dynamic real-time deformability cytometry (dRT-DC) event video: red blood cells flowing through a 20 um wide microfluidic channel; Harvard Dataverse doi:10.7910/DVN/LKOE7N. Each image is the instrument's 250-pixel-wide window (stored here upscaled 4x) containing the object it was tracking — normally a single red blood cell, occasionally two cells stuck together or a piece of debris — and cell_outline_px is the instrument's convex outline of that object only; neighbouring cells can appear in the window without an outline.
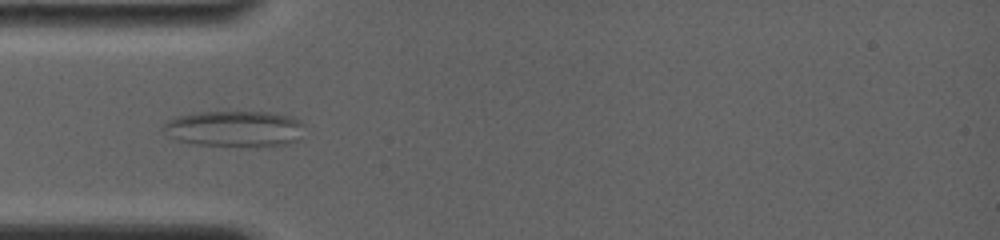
{"species": "common noctule bat (a hibernating species)", "species_latin": "Nyctalus noctula", "temperature_condition": "room temperature", "stored_images_in_passage": 27, "camera_frame_rate_fps": 4000, "um_per_image_px": 0.085, "animal": {"sex": "female", "body_mass_g": 19.0, "forearm_length_mm": 56.7}, "frame": {"image": 1, "passage_image": 6, "time_ms": 2.75, "image_size_px": [1000, 240], "cell_outline_px": [[304, 124], [300, 140], [284, 144], [196, 144], [180, 140], [172, 136], [164, 128], [164, 124], [168, 120], [176, 116], [192, 112], [268, 112], [292, 116], [300, 120]], "centroid_in_image_um": [19.99, 10.89], "position_along_channel_um": 65.0, "area_um2": 28.67}}
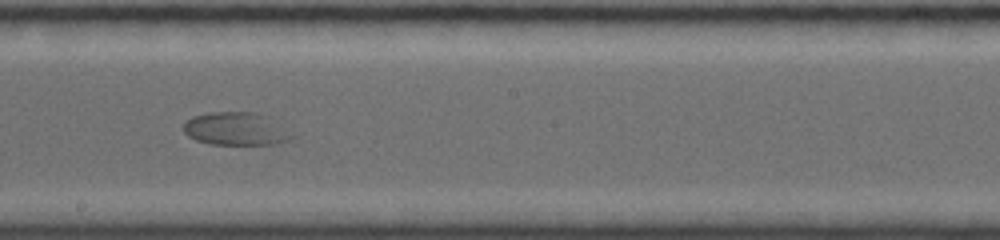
{"frame": {"image": 2, "passage_image": 14, "time_ms": 7.25, "image_size_px": [1000, 240], "cell_outline_px": [[296, 136], [288, 140], [272, 144], [212, 144], [196, 140], [188, 136], [184, 132], [184, 120], [192, 116], [208, 112], [252, 112], [260, 116]], "centroid_in_image_um": [19.92, 10.96], "position_along_channel_um": 228.3, "area_um2": 20.11}}
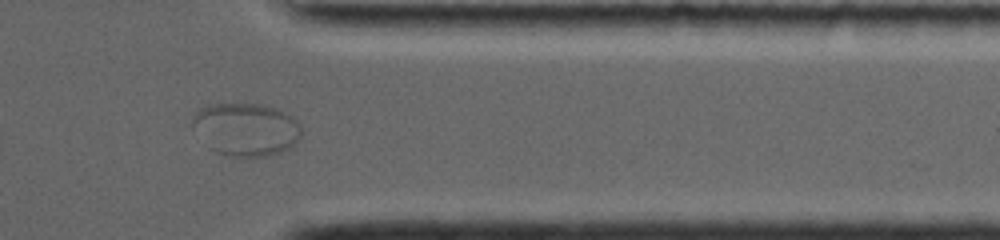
{"frame": {"image": 3, "passage_image": 22, "time_ms": 11.75, "image_size_px": [1000, 240], "cell_outline_px": [[300, 140], [296, 144], [280, 152], [268, 156], [232, 156], [216, 152], [208, 148], [192, 128], [192, 116], [196, 108], [208, 104], [260, 104], [276, 108], [292, 116], [300, 124]], "centroid_in_image_um": [20.86, 10.98], "position_along_channel_um": 390.5, "area_um2": 33.93}}